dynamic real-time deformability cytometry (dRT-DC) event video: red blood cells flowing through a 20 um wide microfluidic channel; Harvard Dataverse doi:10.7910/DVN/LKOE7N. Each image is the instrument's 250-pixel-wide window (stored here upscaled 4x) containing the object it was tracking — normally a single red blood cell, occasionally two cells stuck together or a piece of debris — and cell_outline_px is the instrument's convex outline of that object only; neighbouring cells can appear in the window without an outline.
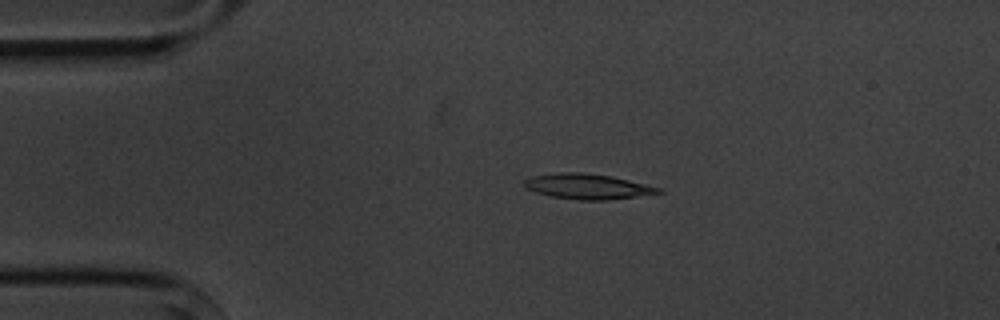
{"species": "common noctule bat (a hibernating species)", "species_latin": "Nyctalus noctula", "temperature_condition": "cold", "stored_images_in_passage": 3, "camera_frame_rate_fps": 3000, "um_per_image_px": 0.085, "animal": {"sex": "male", "body_mass_g": 20.1, "forearm_length_mm": 53.5}, "frame": {"image": 1, "passage_image": 2, "time_ms": 1.333, "image_size_px": [1000, 320], "cell_outline_px": [[664, 192], [608, 200], [580, 200], [552, 196], [536, 192], [524, 188], [524, 180], [532, 176], [560, 172], [584, 172], [612, 176], [664, 188]], "centroid_in_image_um": [49.96, 15.84], "position_along_channel_um": 35.0, "area_um2": 19.83}}